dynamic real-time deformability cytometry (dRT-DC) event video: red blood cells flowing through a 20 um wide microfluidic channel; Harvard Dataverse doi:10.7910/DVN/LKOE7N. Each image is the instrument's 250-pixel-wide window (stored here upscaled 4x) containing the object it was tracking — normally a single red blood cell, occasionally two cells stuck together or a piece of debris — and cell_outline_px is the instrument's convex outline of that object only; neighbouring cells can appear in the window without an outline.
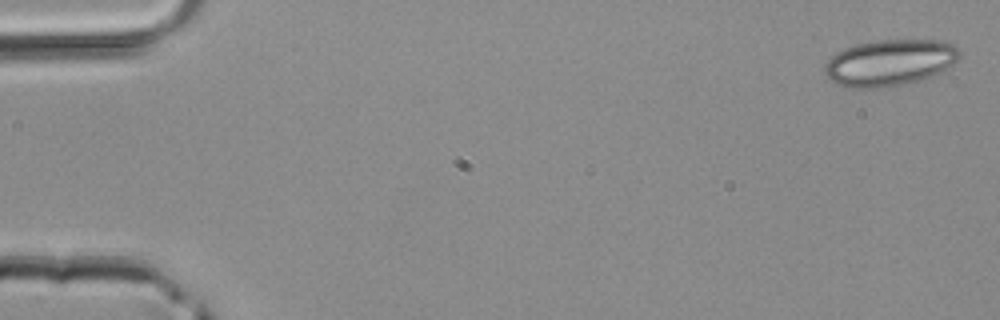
{"species": "common noctule bat (a hibernating species)", "species_latin": "Nyctalus noctula", "temperature_condition": "room temperature", "stored_images_in_passage": 45, "camera_frame_rate_fps": 3000, "um_per_image_px": 0.085, "animal": {"sex": "male", "body_mass_g": 20.4}, "frame": {"image": 1, "passage_image": 1, "time_ms": 0.0, "image_size_px": [1000, 320], "cell_outline_px": [[960, 60], [940, 72], [920, 80], [904, 84], [884, 88], [848, 88], [836, 84], [824, 72], [824, 64], [836, 52], [844, 48], [856, 44], [876, 40], [940, 40], [956, 44], [960, 48]], "centroid_in_image_um": [75.65, 5.32], "position_along_channel_um": 9.3, "area_um2": 36.88}}
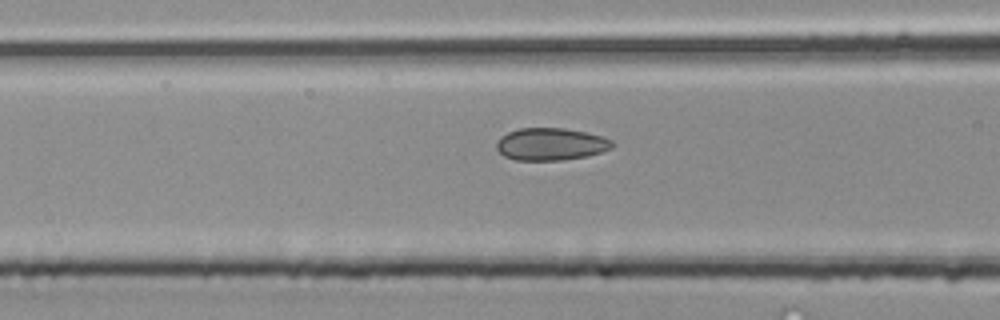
{"frame": {"image": 2, "passage_image": 18, "time_ms": 5.667, "image_size_px": [1000, 320], "cell_outline_px": [[616, 144], [612, 148], [588, 156], [560, 160], [516, 160], [504, 156], [496, 148], [496, 144], [500, 136], [508, 132], [520, 128], [564, 128], [604, 136], [612, 140]], "centroid_in_image_um": [46.83, 12.25], "position_along_channel_um": 119.8, "area_um2": 21.91}}
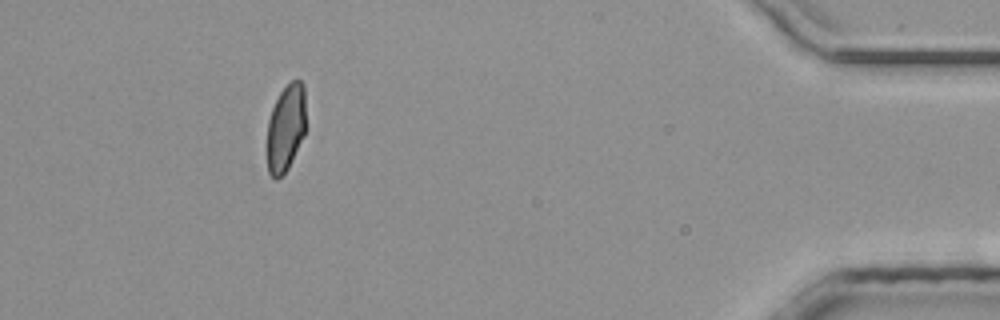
{"frame": {"image": 3, "passage_image": 41, "time_ms": 13.333, "image_size_px": [1000, 320], "cell_outline_px": [[304, 136], [288, 168], [276, 180], [268, 172], [268, 120], [272, 108], [280, 92], [292, 80], [300, 80], [304, 84]], "centroid_in_image_um": [24.29, 10.87], "position_along_channel_um": 410.9, "area_um2": 19.31}}